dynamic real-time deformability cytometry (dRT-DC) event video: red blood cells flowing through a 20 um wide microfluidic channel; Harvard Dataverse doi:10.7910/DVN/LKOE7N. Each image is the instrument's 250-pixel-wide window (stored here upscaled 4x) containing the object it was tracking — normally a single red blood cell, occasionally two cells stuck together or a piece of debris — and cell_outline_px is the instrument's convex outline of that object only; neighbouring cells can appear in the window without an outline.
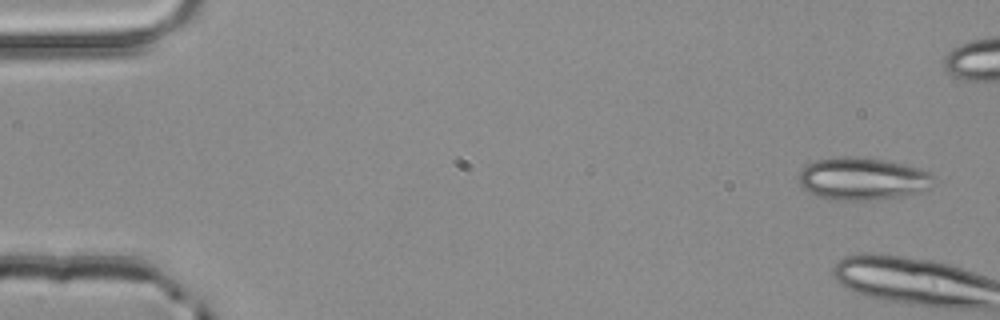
{"species": "common noctule bat (a hibernating species)", "species_latin": "Nyctalus noctula", "temperature_condition": "room temperature", "stored_images_in_passage": 5, "camera_frame_rate_fps": 3000, "um_per_image_px": 0.085, "animal": {"sex": "male", "body_mass_g": 20.4}, "frame": {"image": 1, "passage_image": 1, "time_ms": 0.0, "image_size_px": [1000, 320], "cell_outline_px": [[936, 180], [928, 188], [920, 192], [900, 196], [876, 200], [828, 200], [800, 188], [800, 172], [808, 164], [816, 160], [844, 156], [856, 156], [884, 160], [920, 168], [928, 172]], "centroid_in_image_um": [73.31, 15.2], "position_along_channel_um": 11.7, "area_um2": 33.41}}